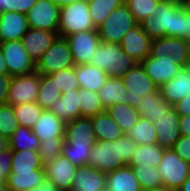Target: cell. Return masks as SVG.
<instances>
[{"instance_id":"6da1fadb","label":"cell","mask_w":190,"mask_h":191,"mask_svg":"<svg viewBox=\"0 0 190 191\" xmlns=\"http://www.w3.org/2000/svg\"><path fill=\"white\" fill-rule=\"evenodd\" d=\"M138 148L135 140L123 134L115 141H95L87 165L104 173L127 166Z\"/></svg>"},{"instance_id":"7a4b0ae2","label":"cell","mask_w":190,"mask_h":191,"mask_svg":"<svg viewBox=\"0 0 190 191\" xmlns=\"http://www.w3.org/2000/svg\"><path fill=\"white\" fill-rule=\"evenodd\" d=\"M140 25L151 39H183V5L174 0H160L153 16L146 18Z\"/></svg>"},{"instance_id":"3957f363","label":"cell","mask_w":190,"mask_h":191,"mask_svg":"<svg viewBox=\"0 0 190 191\" xmlns=\"http://www.w3.org/2000/svg\"><path fill=\"white\" fill-rule=\"evenodd\" d=\"M88 64L104 70L108 76L122 78L137 61L128 57L120 44L101 42Z\"/></svg>"},{"instance_id":"277c9868","label":"cell","mask_w":190,"mask_h":191,"mask_svg":"<svg viewBox=\"0 0 190 191\" xmlns=\"http://www.w3.org/2000/svg\"><path fill=\"white\" fill-rule=\"evenodd\" d=\"M87 30H97L90 16L87 0H77L60 7L58 37L65 38Z\"/></svg>"},{"instance_id":"5b68a950","label":"cell","mask_w":190,"mask_h":191,"mask_svg":"<svg viewBox=\"0 0 190 191\" xmlns=\"http://www.w3.org/2000/svg\"><path fill=\"white\" fill-rule=\"evenodd\" d=\"M138 23L124 3L110 13V15L98 26L97 31L101 42L117 43L123 36Z\"/></svg>"},{"instance_id":"8992f818","label":"cell","mask_w":190,"mask_h":191,"mask_svg":"<svg viewBox=\"0 0 190 191\" xmlns=\"http://www.w3.org/2000/svg\"><path fill=\"white\" fill-rule=\"evenodd\" d=\"M157 172L165 188L177 191L190 176V163L181 159L173 149H164Z\"/></svg>"},{"instance_id":"52a82bcc","label":"cell","mask_w":190,"mask_h":191,"mask_svg":"<svg viewBox=\"0 0 190 191\" xmlns=\"http://www.w3.org/2000/svg\"><path fill=\"white\" fill-rule=\"evenodd\" d=\"M72 66H75V64L68 41L65 38L57 37L36 62V72L39 74H52Z\"/></svg>"},{"instance_id":"ba28073f","label":"cell","mask_w":190,"mask_h":191,"mask_svg":"<svg viewBox=\"0 0 190 191\" xmlns=\"http://www.w3.org/2000/svg\"><path fill=\"white\" fill-rule=\"evenodd\" d=\"M150 54L160 60L173 61L181 68L190 66V44L185 39L174 37L152 39Z\"/></svg>"},{"instance_id":"9c48e42d","label":"cell","mask_w":190,"mask_h":191,"mask_svg":"<svg viewBox=\"0 0 190 191\" xmlns=\"http://www.w3.org/2000/svg\"><path fill=\"white\" fill-rule=\"evenodd\" d=\"M0 49L5 57L8 75H27L36 71V63L26 52L21 40L1 42Z\"/></svg>"},{"instance_id":"30bf717a","label":"cell","mask_w":190,"mask_h":191,"mask_svg":"<svg viewBox=\"0 0 190 191\" xmlns=\"http://www.w3.org/2000/svg\"><path fill=\"white\" fill-rule=\"evenodd\" d=\"M127 89L128 104L135 107L140 98L147 93H154L158 86L150 79L141 63H137L123 77Z\"/></svg>"},{"instance_id":"8fae6325","label":"cell","mask_w":190,"mask_h":191,"mask_svg":"<svg viewBox=\"0 0 190 191\" xmlns=\"http://www.w3.org/2000/svg\"><path fill=\"white\" fill-rule=\"evenodd\" d=\"M40 74L36 71L27 75L12 76L7 104L12 106L36 102L39 92Z\"/></svg>"},{"instance_id":"7c38bea8","label":"cell","mask_w":190,"mask_h":191,"mask_svg":"<svg viewBox=\"0 0 190 191\" xmlns=\"http://www.w3.org/2000/svg\"><path fill=\"white\" fill-rule=\"evenodd\" d=\"M59 12L60 6L51 0H37L26 14L29 28L58 34Z\"/></svg>"},{"instance_id":"4fadbf2b","label":"cell","mask_w":190,"mask_h":191,"mask_svg":"<svg viewBox=\"0 0 190 191\" xmlns=\"http://www.w3.org/2000/svg\"><path fill=\"white\" fill-rule=\"evenodd\" d=\"M75 65L88 64L101 43L97 30H87L65 37Z\"/></svg>"},{"instance_id":"5bb4252c","label":"cell","mask_w":190,"mask_h":191,"mask_svg":"<svg viewBox=\"0 0 190 191\" xmlns=\"http://www.w3.org/2000/svg\"><path fill=\"white\" fill-rule=\"evenodd\" d=\"M157 132V144L163 149H172L174 143L181 137L179 115L173 106H169L165 113L157 118H149Z\"/></svg>"},{"instance_id":"9a60e30c","label":"cell","mask_w":190,"mask_h":191,"mask_svg":"<svg viewBox=\"0 0 190 191\" xmlns=\"http://www.w3.org/2000/svg\"><path fill=\"white\" fill-rule=\"evenodd\" d=\"M151 43L152 39L142 29L141 25L137 24L123 36L120 47L128 57L141 63L150 55Z\"/></svg>"},{"instance_id":"2e32d148","label":"cell","mask_w":190,"mask_h":191,"mask_svg":"<svg viewBox=\"0 0 190 191\" xmlns=\"http://www.w3.org/2000/svg\"><path fill=\"white\" fill-rule=\"evenodd\" d=\"M46 179L52 181L61 191H71L77 166L62 154L44 163Z\"/></svg>"},{"instance_id":"e0dca14e","label":"cell","mask_w":190,"mask_h":191,"mask_svg":"<svg viewBox=\"0 0 190 191\" xmlns=\"http://www.w3.org/2000/svg\"><path fill=\"white\" fill-rule=\"evenodd\" d=\"M66 123L51 110H43L36 124L31 128L39 141L64 139Z\"/></svg>"},{"instance_id":"ac0fdd59","label":"cell","mask_w":190,"mask_h":191,"mask_svg":"<svg viewBox=\"0 0 190 191\" xmlns=\"http://www.w3.org/2000/svg\"><path fill=\"white\" fill-rule=\"evenodd\" d=\"M57 37L56 32L29 28L21 41L28 55L36 63Z\"/></svg>"},{"instance_id":"d6986e66","label":"cell","mask_w":190,"mask_h":191,"mask_svg":"<svg viewBox=\"0 0 190 191\" xmlns=\"http://www.w3.org/2000/svg\"><path fill=\"white\" fill-rule=\"evenodd\" d=\"M28 29L26 14L9 11L0 14L1 42L21 40Z\"/></svg>"},{"instance_id":"ffe728a7","label":"cell","mask_w":190,"mask_h":191,"mask_svg":"<svg viewBox=\"0 0 190 191\" xmlns=\"http://www.w3.org/2000/svg\"><path fill=\"white\" fill-rule=\"evenodd\" d=\"M158 89L171 106L182 100L190 93V66L182 67L173 79Z\"/></svg>"},{"instance_id":"44dd1931","label":"cell","mask_w":190,"mask_h":191,"mask_svg":"<svg viewBox=\"0 0 190 191\" xmlns=\"http://www.w3.org/2000/svg\"><path fill=\"white\" fill-rule=\"evenodd\" d=\"M74 177L71 191L106 190L107 174L97 168H91L88 165L79 166Z\"/></svg>"},{"instance_id":"7402d4cb","label":"cell","mask_w":190,"mask_h":191,"mask_svg":"<svg viewBox=\"0 0 190 191\" xmlns=\"http://www.w3.org/2000/svg\"><path fill=\"white\" fill-rule=\"evenodd\" d=\"M141 65L150 79L158 87L173 79L181 69V67L174 64L173 61L160 60L151 54L141 62Z\"/></svg>"},{"instance_id":"603a6c76","label":"cell","mask_w":190,"mask_h":191,"mask_svg":"<svg viewBox=\"0 0 190 191\" xmlns=\"http://www.w3.org/2000/svg\"><path fill=\"white\" fill-rule=\"evenodd\" d=\"M64 141L81 145H94L96 140L91 118L81 117L67 122Z\"/></svg>"},{"instance_id":"cb8c5ba5","label":"cell","mask_w":190,"mask_h":191,"mask_svg":"<svg viewBox=\"0 0 190 191\" xmlns=\"http://www.w3.org/2000/svg\"><path fill=\"white\" fill-rule=\"evenodd\" d=\"M65 123L81 118L79 106V89L61 93V97L50 109Z\"/></svg>"},{"instance_id":"d4e9b609","label":"cell","mask_w":190,"mask_h":191,"mask_svg":"<svg viewBox=\"0 0 190 191\" xmlns=\"http://www.w3.org/2000/svg\"><path fill=\"white\" fill-rule=\"evenodd\" d=\"M107 191H143L131 167L125 166L107 173Z\"/></svg>"},{"instance_id":"484cf974","label":"cell","mask_w":190,"mask_h":191,"mask_svg":"<svg viewBox=\"0 0 190 191\" xmlns=\"http://www.w3.org/2000/svg\"><path fill=\"white\" fill-rule=\"evenodd\" d=\"M75 75L80 88L98 92L107 81V73L90 64L75 65Z\"/></svg>"},{"instance_id":"4316f807","label":"cell","mask_w":190,"mask_h":191,"mask_svg":"<svg viewBox=\"0 0 190 191\" xmlns=\"http://www.w3.org/2000/svg\"><path fill=\"white\" fill-rule=\"evenodd\" d=\"M98 95L105 109L118 103L128 104L127 89L122 78L108 76L107 81L98 91Z\"/></svg>"},{"instance_id":"83f0119b","label":"cell","mask_w":190,"mask_h":191,"mask_svg":"<svg viewBox=\"0 0 190 191\" xmlns=\"http://www.w3.org/2000/svg\"><path fill=\"white\" fill-rule=\"evenodd\" d=\"M96 141H115L124 133L107 111L90 117Z\"/></svg>"},{"instance_id":"f1b7e54d","label":"cell","mask_w":190,"mask_h":191,"mask_svg":"<svg viewBox=\"0 0 190 191\" xmlns=\"http://www.w3.org/2000/svg\"><path fill=\"white\" fill-rule=\"evenodd\" d=\"M46 179L45 169H36L31 172H11L6 184L9 191H29L37 187Z\"/></svg>"},{"instance_id":"f546056e","label":"cell","mask_w":190,"mask_h":191,"mask_svg":"<svg viewBox=\"0 0 190 191\" xmlns=\"http://www.w3.org/2000/svg\"><path fill=\"white\" fill-rule=\"evenodd\" d=\"M170 106L158 89L154 93H147L140 98L135 109L142 118H157L165 113Z\"/></svg>"},{"instance_id":"4dcf8cb0","label":"cell","mask_w":190,"mask_h":191,"mask_svg":"<svg viewBox=\"0 0 190 191\" xmlns=\"http://www.w3.org/2000/svg\"><path fill=\"white\" fill-rule=\"evenodd\" d=\"M164 149L157 143L151 145H138L137 150L127 164L129 167H155L157 168L162 160Z\"/></svg>"},{"instance_id":"1f68e13d","label":"cell","mask_w":190,"mask_h":191,"mask_svg":"<svg viewBox=\"0 0 190 191\" xmlns=\"http://www.w3.org/2000/svg\"><path fill=\"white\" fill-rule=\"evenodd\" d=\"M36 169H45L38 151H12L11 172H31Z\"/></svg>"},{"instance_id":"d6a6232c","label":"cell","mask_w":190,"mask_h":191,"mask_svg":"<svg viewBox=\"0 0 190 191\" xmlns=\"http://www.w3.org/2000/svg\"><path fill=\"white\" fill-rule=\"evenodd\" d=\"M107 113L120 126L126 134L137 122L140 117L135 107L129 104H114L106 109Z\"/></svg>"},{"instance_id":"836d02e7","label":"cell","mask_w":190,"mask_h":191,"mask_svg":"<svg viewBox=\"0 0 190 191\" xmlns=\"http://www.w3.org/2000/svg\"><path fill=\"white\" fill-rule=\"evenodd\" d=\"M12 151L33 150L38 151L40 141L30 128L18 126L8 139Z\"/></svg>"},{"instance_id":"e575fe53","label":"cell","mask_w":190,"mask_h":191,"mask_svg":"<svg viewBox=\"0 0 190 191\" xmlns=\"http://www.w3.org/2000/svg\"><path fill=\"white\" fill-rule=\"evenodd\" d=\"M61 97L54 79L49 74H40L39 92L36 102L43 110L51 109L53 104Z\"/></svg>"},{"instance_id":"d590c367","label":"cell","mask_w":190,"mask_h":191,"mask_svg":"<svg viewBox=\"0 0 190 191\" xmlns=\"http://www.w3.org/2000/svg\"><path fill=\"white\" fill-rule=\"evenodd\" d=\"M126 134L138 145L157 143V132L154 123L149 118L139 117L138 122Z\"/></svg>"},{"instance_id":"8d00e7d4","label":"cell","mask_w":190,"mask_h":191,"mask_svg":"<svg viewBox=\"0 0 190 191\" xmlns=\"http://www.w3.org/2000/svg\"><path fill=\"white\" fill-rule=\"evenodd\" d=\"M89 13L96 28L112 11L125 3V0H87Z\"/></svg>"},{"instance_id":"74e56055","label":"cell","mask_w":190,"mask_h":191,"mask_svg":"<svg viewBox=\"0 0 190 191\" xmlns=\"http://www.w3.org/2000/svg\"><path fill=\"white\" fill-rule=\"evenodd\" d=\"M79 106L81 117H93L106 111L101 104L98 92L79 88Z\"/></svg>"},{"instance_id":"f35d334b","label":"cell","mask_w":190,"mask_h":191,"mask_svg":"<svg viewBox=\"0 0 190 191\" xmlns=\"http://www.w3.org/2000/svg\"><path fill=\"white\" fill-rule=\"evenodd\" d=\"M14 114L19 126L32 128L39 119L43 109L37 102H29L13 106Z\"/></svg>"},{"instance_id":"ab89813d","label":"cell","mask_w":190,"mask_h":191,"mask_svg":"<svg viewBox=\"0 0 190 191\" xmlns=\"http://www.w3.org/2000/svg\"><path fill=\"white\" fill-rule=\"evenodd\" d=\"M143 191L164 187L155 167H131Z\"/></svg>"},{"instance_id":"60d3db41","label":"cell","mask_w":190,"mask_h":191,"mask_svg":"<svg viewBox=\"0 0 190 191\" xmlns=\"http://www.w3.org/2000/svg\"><path fill=\"white\" fill-rule=\"evenodd\" d=\"M93 146L94 145L67 143L64 141L61 154L68 158L77 167L85 166L88 163L91 148Z\"/></svg>"},{"instance_id":"b9f144b4","label":"cell","mask_w":190,"mask_h":191,"mask_svg":"<svg viewBox=\"0 0 190 191\" xmlns=\"http://www.w3.org/2000/svg\"><path fill=\"white\" fill-rule=\"evenodd\" d=\"M160 0H125L129 11L135 18V21L140 24L146 18L153 16L154 9Z\"/></svg>"},{"instance_id":"7bdbcfd3","label":"cell","mask_w":190,"mask_h":191,"mask_svg":"<svg viewBox=\"0 0 190 191\" xmlns=\"http://www.w3.org/2000/svg\"><path fill=\"white\" fill-rule=\"evenodd\" d=\"M55 82L59 92L79 89V83L75 75V66L49 74Z\"/></svg>"},{"instance_id":"ee69618b","label":"cell","mask_w":190,"mask_h":191,"mask_svg":"<svg viewBox=\"0 0 190 191\" xmlns=\"http://www.w3.org/2000/svg\"><path fill=\"white\" fill-rule=\"evenodd\" d=\"M18 126L13 106L7 103L0 105V135L9 139Z\"/></svg>"},{"instance_id":"f6af8a7d","label":"cell","mask_w":190,"mask_h":191,"mask_svg":"<svg viewBox=\"0 0 190 191\" xmlns=\"http://www.w3.org/2000/svg\"><path fill=\"white\" fill-rule=\"evenodd\" d=\"M63 143H64V139L40 141L38 152L43 163H46L60 156L62 152Z\"/></svg>"},{"instance_id":"bcb514c9","label":"cell","mask_w":190,"mask_h":191,"mask_svg":"<svg viewBox=\"0 0 190 191\" xmlns=\"http://www.w3.org/2000/svg\"><path fill=\"white\" fill-rule=\"evenodd\" d=\"M12 150L8 148L0 153V183H6L7 177L11 174Z\"/></svg>"},{"instance_id":"7dc6e473","label":"cell","mask_w":190,"mask_h":191,"mask_svg":"<svg viewBox=\"0 0 190 191\" xmlns=\"http://www.w3.org/2000/svg\"><path fill=\"white\" fill-rule=\"evenodd\" d=\"M178 156L190 163V136H183L174 143L172 148Z\"/></svg>"},{"instance_id":"c3c4849f","label":"cell","mask_w":190,"mask_h":191,"mask_svg":"<svg viewBox=\"0 0 190 191\" xmlns=\"http://www.w3.org/2000/svg\"><path fill=\"white\" fill-rule=\"evenodd\" d=\"M37 0H6V12H19L27 14Z\"/></svg>"},{"instance_id":"681fc988","label":"cell","mask_w":190,"mask_h":191,"mask_svg":"<svg viewBox=\"0 0 190 191\" xmlns=\"http://www.w3.org/2000/svg\"><path fill=\"white\" fill-rule=\"evenodd\" d=\"M12 76L10 75H0V105L7 103L8 90Z\"/></svg>"},{"instance_id":"f907efd6","label":"cell","mask_w":190,"mask_h":191,"mask_svg":"<svg viewBox=\"0 0 190 191\" xmlns=\"http://www.w3.org/2000/svg\"><path fill=\"white\" fill-rule=\"evenodd\" d=\"M173 108L179 116L190 115V93L173 105Z\"/></svg>"},{"instance_id":"816d5d0a","label":"cell","mask_w":190,"mask_h":191,"mask_svg":"<svg viewBox=\"0 0 190 191\" xmlns=\"http://www.w3.org/2000/svg\"><path fill=\"white\" fill-rule=\"evenodd\" d=\"M180 133L183 136H190V115L179 116Z\"/></svg>"},{"instance_id":"f5cc1de1","label":"cell","mask_w":190,"mask_h":191,"mask_svg":"<svg viewBox=\"0 0 190 191\" xmlns=\"http://www.w3.org/2000/svg\"><path fill=\"white\" fill-rule=\"evenodd\" d=\"M29 191H61L58 187L50 180L44 179L40 185L32 188Z\"/></svg>"},{"instance_id":"db71d44e","label":"cell","mask_w":190,"mask_h":191,"mask_svg":"<svg viewBox=\"0 0 190 191\" xmlns=\"http://www.w3.org/2000/svg\"><path fill=\"white\" fill-rule=\"evenodd\" d=\"M190 37V11L183 8V39Z\"/></svg>"},{"instance_id":"11a10c76","label":"cell","mask_w":190,"mask_h":191,"mask_svg":"<svg viewBox=\"0 0 190 191\" xmlns=\"http://www.w3.org/2000/svg\"><path fill=\"white\" fill-rule=\"evenodd\" d=\"M0 75H8L5 57L0 49Z\"/></svg>"},{"instance_id":"9f6ffc18","label":"cell","mask_w":190,"mask_h":191,"mask_svg":"<svg viewBox=\"0 0 190 191\" xmlns=\"http://www.w3.org/2000/svg\"><path fill=\"white\" fill-rule=\"evenodd\" d=\"M8 148H9L8 139L0 135V153L4 152Z\"/></svg>"},{"instance_id":"6f0895ef","label":"cell","mask_w":190,"mask_h":191,"mask_svg":"<svg viewBox=\"0 0 190 191\" xmlns=\"http://www.w3.org/2000/svg\"><path fill=\"white\" fill-rule=\"evenodd\" d=\"M177 191H190V176L182 183Z\"/></svg>"},{"instance_id":"680465c9","label":"cell","mask_w":190,"mask_h":191,"mask_svg":"<svg viewBox=\"0 0 190 191\" xmlns=\"http://www.w3.org/2000/svg\"><path fill=\"white\" fill-rule=\"evenodd\" d=\"M51 1L61 7V6L69 5V4H71V3H73L74 1H77V0H51Z\"/></svg>"},{"instance_id":"91938a15","label":"cell","mask_w":190,"mask_h":191,"mask_svg":"<svg viewBox=\"0 0 190 191\" xmlns=\"http://www.w3.org/2000/svg\"><path fill=\"white\" fill-rule=\"evenodd\" d=\"M6 12V0H0V14Z\"/></svg>"},{"instance_id":"94428289","label":"cell","mask_w":190,"mask_h":191,"mask_svg":"<svg viewBox=\"0 0 190 191\" xmlns=\"http://www.w3.org/2000/svg\"><path fill=\"white\" fill-rule=\"evenodd\" d=\"M181 3L184 9L190 11V0H183Z\"/></svg>"},{"instance_id":"6125c7cd","label":"cell","mask_w":190,"mask_h":191,"mask_svg":"<svg viewBox=\"0 0 190 191\" xmlns=\"http://www.w3.org/2000/svg\"><path fill=\"white\" fill-rule=\"evenodd\" d=\"M0 191H9L6 183H0Z\"/></svg>"},{"instance_id":"be15d7a7","label":"cell","mask_w":190,"mask_h":191,"mask_svg":"<svg viewBox=\"0 0 190 191\" xmlns=\"http://www.w3.org/2000/svg\"><path fill=\"white\" fill-rule=\"evenodd\" d=\"M146 191H172V190L162 187V188H156V189H151Z\"/></svg>"}]
</instances>
